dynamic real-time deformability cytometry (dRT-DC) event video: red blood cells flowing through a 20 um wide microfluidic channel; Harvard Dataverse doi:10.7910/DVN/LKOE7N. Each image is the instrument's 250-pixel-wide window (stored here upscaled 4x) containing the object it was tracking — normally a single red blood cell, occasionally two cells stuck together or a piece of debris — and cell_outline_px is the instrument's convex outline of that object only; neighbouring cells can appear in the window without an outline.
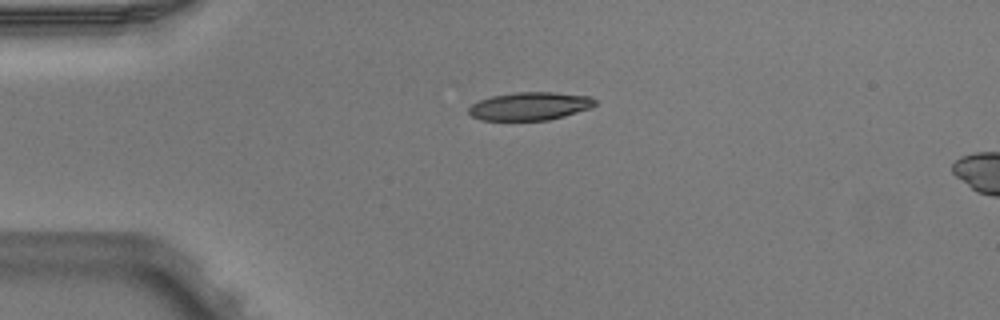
{"species": "Egyptian fruit bat (a non-hibernating species)", "species_latin": "Rousettus aegyptiacus", "temperature_condition": "warm", "stored_images_in_passage": 3, "camera_frame_rate_fps": 3000, "um_per_image_px": 0.085, "animal": {"sex": "male"}, "frame": {"image": 1, "passage_image": 3, "time_ms": 0.667, "image_size_px": [1000, 320], "cell_outline_px": [[596, 104], [592, 108], [564, 116], [548, 120], [480, 120], [472, 116], [468, 112], [468, 108], [472, 104], [480, 100], [492, 96], [516, 92], [552, 92], [592, 96], [596, 100]], "centroid_in_image_um": [45.07, 9.02], "position_along_channel_um": 39.9, "area_um2": 20.75}}